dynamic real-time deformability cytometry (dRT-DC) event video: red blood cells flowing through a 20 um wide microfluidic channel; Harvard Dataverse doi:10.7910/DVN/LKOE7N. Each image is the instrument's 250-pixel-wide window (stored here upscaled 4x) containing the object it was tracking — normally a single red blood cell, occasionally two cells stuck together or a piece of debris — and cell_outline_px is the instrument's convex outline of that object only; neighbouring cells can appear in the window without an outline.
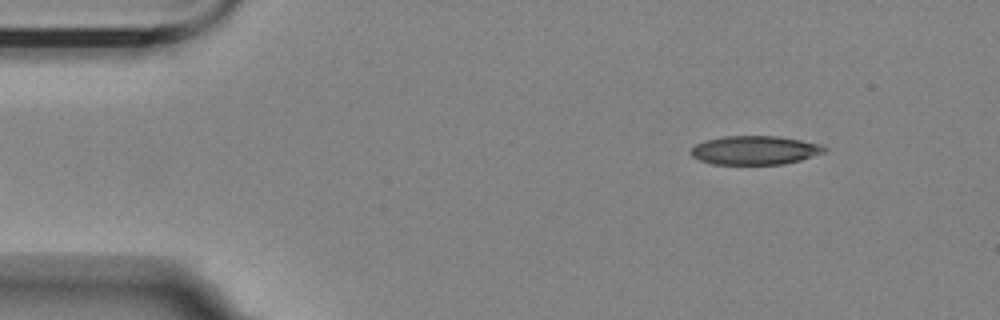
{"species": "Egyptian fruit bat (a non-hibernating species)", "species_latin": "Rousettus aegyptiacus", "temperature_condition": "room temperature", "stored_images_in_passage": 3, "camera_frame_rate_fps": 3000, "um_per_image_px": 0.085, "animal": {"sex": "female"}, "frame": {"image": 1, "passage_image": 3, "time_ms": 2.333, "image_size_px": [1000, 320], "cell_outline_px": [[828, 148], [824, 152], [800, 160], [784, 164], [712, 164], [700, 160], [692, 156], [688, 152], [696, 144], [704, 140], [724, 136], [776, 136], [800, 140], [820, 144]], "centroid_in_image_um": [64.13, 12.77], "position_along_channel_um": 20.9, "area_um2": 22.37}}